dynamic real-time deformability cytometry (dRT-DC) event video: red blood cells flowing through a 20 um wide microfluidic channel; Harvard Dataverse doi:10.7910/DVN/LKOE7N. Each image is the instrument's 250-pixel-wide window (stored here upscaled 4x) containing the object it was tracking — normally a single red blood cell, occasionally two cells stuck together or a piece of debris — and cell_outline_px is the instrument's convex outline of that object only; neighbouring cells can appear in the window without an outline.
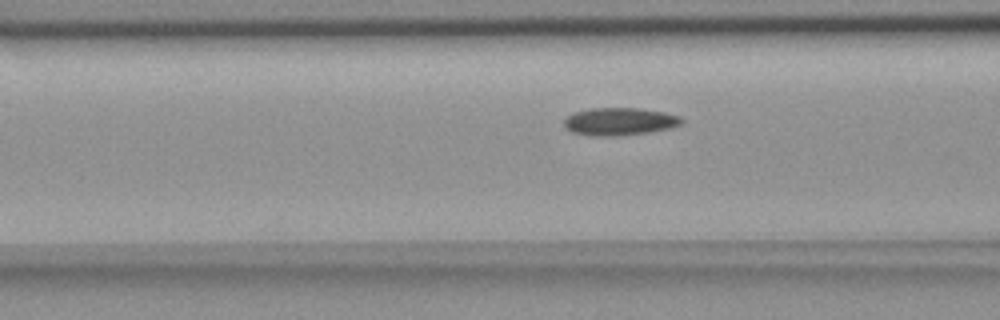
{"species": "common noctule bat (a hibernating species)", "species_latin": "Nyctalus noctula", "temperature_condition": "room temperature", "stored_images_in_passage": 33, "camera_frame_rate_fps": 3000, "um_per_image_px": 0.085, "animal": {"sex": "female", "body_mass_g": 18.4}, "frame": {"image": 1, "passage_image": 11, "time_ms": 3.333, "image_size_px": [1000, 320], "cell_outline_px": [[684, 120], [680, 124], [672, 128], [648, 132], [612, 136], [592, 136], [572, 132], [564, 124], [564, 120], [572, 112], [588, 108], [640, 108], [664, 112], [680, 116]], "centroid_in_image_um": [52.66, 10.32], "position_along_channel_um": 113.9, "area_um2": 18.96}}
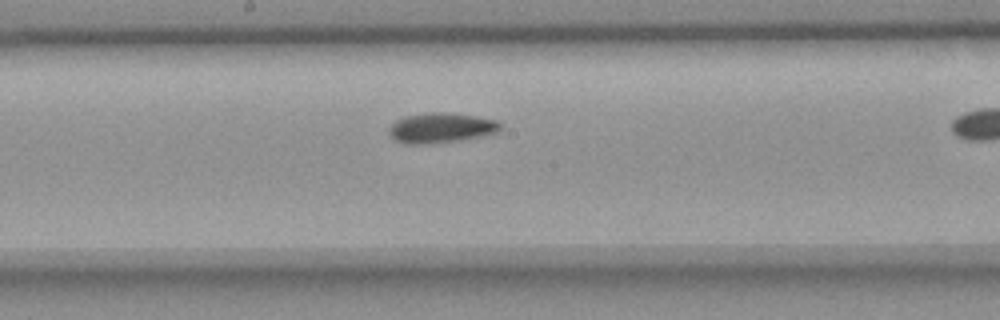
{"frame": {"image": 2, "passage_image": 19, "time_ms": 6.0, "image_size_px": [1000, 320], "cell_outline_px": [[500, 128], [496, 132], [460, 140], [424, 144], [404, 144], [396, 140], [388, 132], [388, 128], [396, 120], [408, 116], [432, 112], [444, 112], [476, 116], [496, 120], [500, 124]], "centroid_in_image_um": [37.45, 10.87], "position_along_channel_um": 210.8, "area_um2": 19.13}}
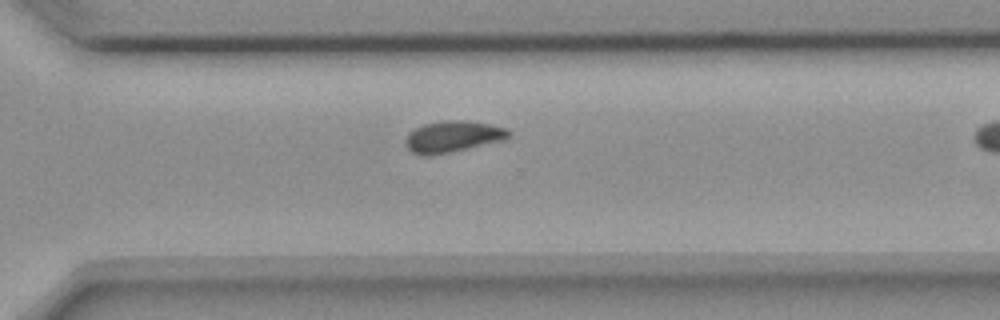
{"frame": {"image": 3, "passage_image": 29, "time_ms": 9.333, "image_size_px": [1000, 320], "cell_outline_px": [[512, 136], [504, 140], [448, 152], [428, 156], [420, 156], [412, 152], [404, 144], [404, 140], [408, 132], [424, 124], [444, 120], [464, 120], [492, 124], [508, 128], [512, 132]], "centroid_in_image_um": [38.5, 11.6], "position_along_channel_um": 332.1, "area_um2": 19.07}}